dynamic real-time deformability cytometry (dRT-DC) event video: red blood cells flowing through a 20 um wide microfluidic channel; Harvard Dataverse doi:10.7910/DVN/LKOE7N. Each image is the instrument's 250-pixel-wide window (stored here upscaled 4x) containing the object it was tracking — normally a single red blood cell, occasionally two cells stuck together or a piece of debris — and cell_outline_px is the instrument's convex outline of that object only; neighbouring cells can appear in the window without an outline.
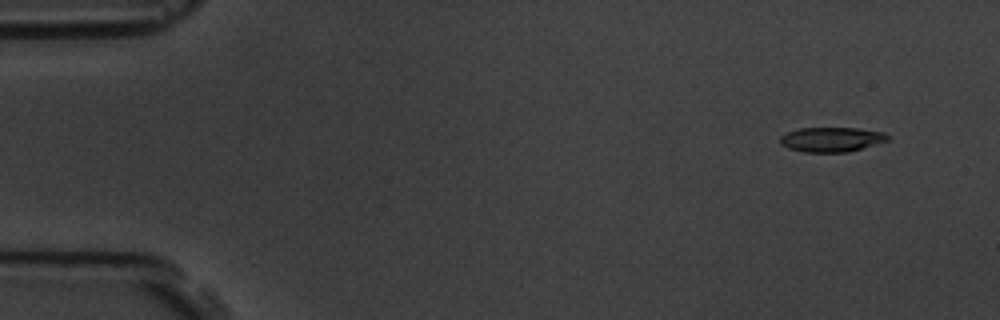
{"species": "common noctule bat (a hibernating species)", "species_latin": "Nyctalus noctula", "temperature_condition": "room temperature", "stored_images_in_passage": 8, "camera_frame_rate_fps": 3000, "um_per_image_px": 0.085, "animal": {"sex": "male", "body_mass_g": 19.5, "forearm_length_mm": 54.6}, "frame": {"image": 1, "passage_image": 1, "time_ms": 0.0, "image_size_px": [1000, 320], "cell_outline_px": [[892, 140], [848, 152], [804, 152], [788, 148], [780, 144], [780, 136], [788, 132], [800, 128], [856, 128], [884, 132], [892, 136]], "centroid_in_image_um": [70.74, 11.85], "position_along_channel_um": 14.3, "area_um2": 15.66}}
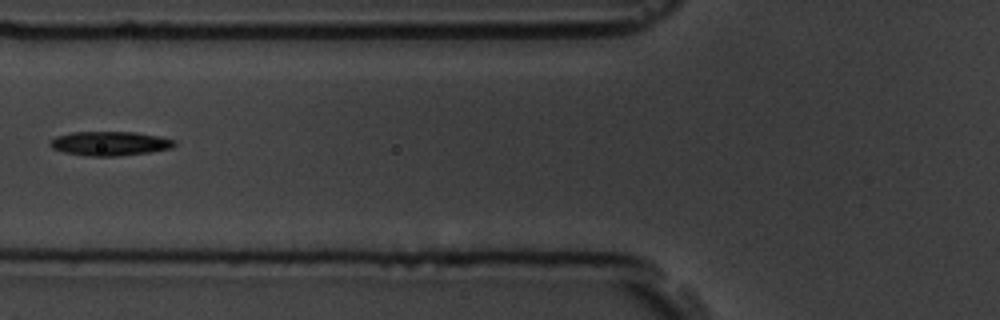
{"frame": {"image": 2, "passage_image": 6, "time_ms": 5.667, "image_size_px": [1000, 320], "cell_outline_px": [[176, 144], [172, 148], [148, 152], [116, 156], [88, 156], [64, 152], [52, 148], [48, 144], [48, 140], [56, 136], [72, 132], [136, 132], [160, 136], [176, 140]], "centroid_in_image_um": [9.32, 12.19], "position_along_channel_um": 116.5, "area_um2": 17.63}}
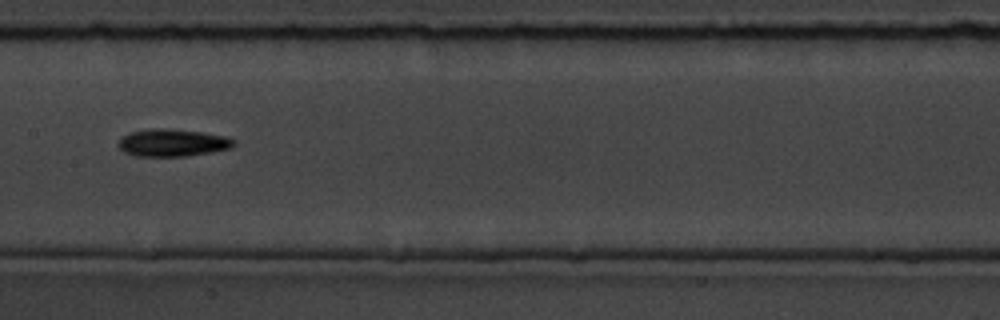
{"frame": {"image": 3, "passage_image": 8, "time_ms": 7.667, "image_size_px": [1000, 320], "cell_outline_px": [[236, 144], [232, 148], [212, 152], [184, 156], [136, 156], [124, 152], [116, 144], [124, 136], [132, 132], [152, 128], [164, 128], [204, 132], [228, 136], [236, 140]], "centroid_in_image_um": [14.73, 12.13], "position_along_channel_um": 192.7, "area_um2": 18.55}}